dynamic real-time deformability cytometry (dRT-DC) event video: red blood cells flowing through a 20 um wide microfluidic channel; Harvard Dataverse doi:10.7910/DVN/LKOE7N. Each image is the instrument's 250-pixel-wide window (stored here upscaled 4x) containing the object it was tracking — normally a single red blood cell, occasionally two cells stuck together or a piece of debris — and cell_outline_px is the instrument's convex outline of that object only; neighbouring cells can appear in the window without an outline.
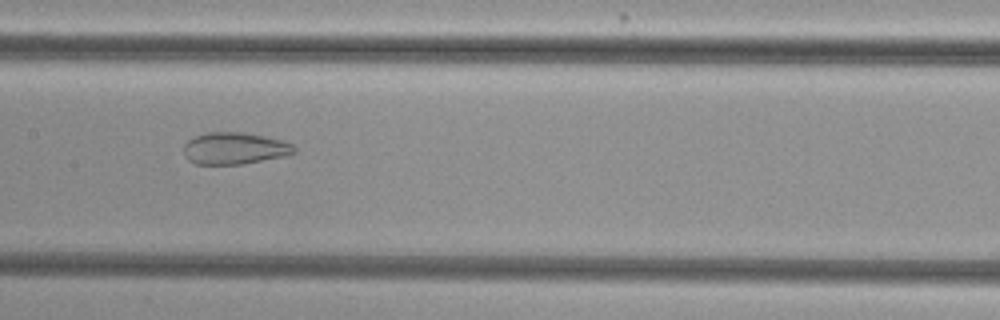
{"species": "common noctule bat (a hibernating species)", "species_latin": "Nyctalus noctula", "temperature_condition": "cold", "stored_images_in_passage": 53, "camera_frame_rate_fps": 3000, "um_per_image_px": 0.085, "animal": {"sex": "female", "body_mass_g": 29.2, "forearm_length_mm": 56.3}, "frame": {"image": 1, "passage_image": 26, "time_ms": 8.333, "image_size_px": [1000, 320], "cell_outline_px": [[296, 152], [284, 156], [240, 164], [196, 164], [188, 160], [184, 156], [184, 144], [192, 136], [208, 132], [244, 132], [264, 136], [280, 140], [292, 144], [296, 148]], "centroid_in_image_um": [19.9, 12.6], "position_along_channel_um": 187.5, "area_um2": 20.52}}
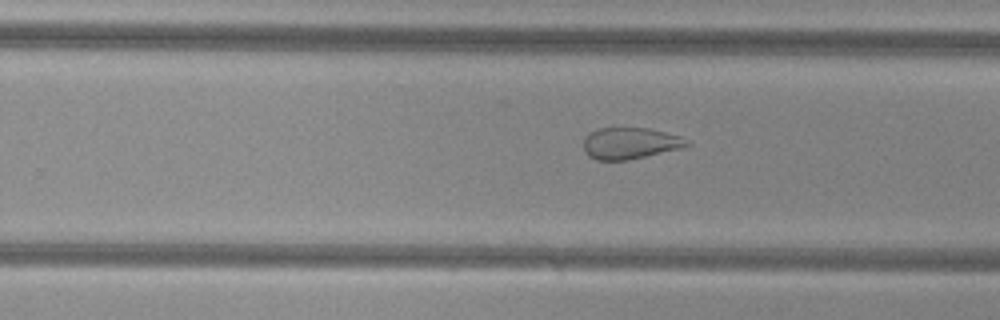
{"frame": {"image": 2, "passage_image": 33, "time_ms": 10.667, "image_size_px": [1000, 320], "cell_outline_px": [[692, 144], [684, 148], [628, 160], [596, 160], [588, 156], [584, 152], [584, 136], [588, 132], [600, 128], [648, 128], [680, 136]], "centroid_in_image_um": [53.54, 12.18], "position_along_channel_um": 276.3, "area_um2": 19.13}}
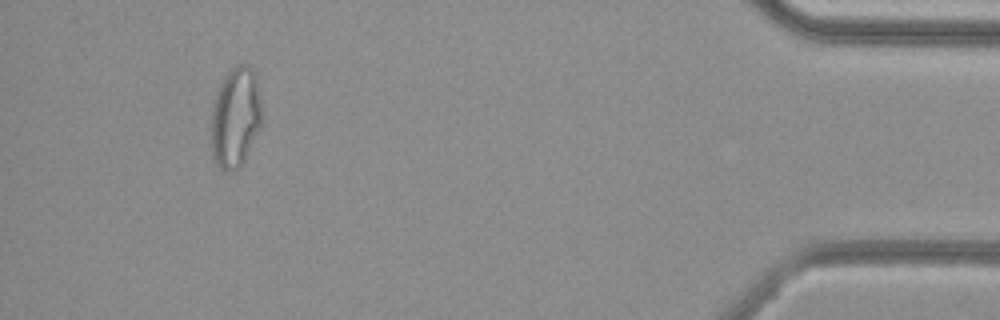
{"frame": {"image": 3, "passage_image": 49, "time_ms": 16.0, "image_size_px": [1000, 320], "cell_outline_px": [[264, 116], [244, 160], [232, 172], [224, 172], [216, 164], [212, 156], [212, 104], [216, 92], [228, 68], [236, 64], [248, 64], [256, 72], [264, 112]], "centroid_in_image_um": [20.04, 9.9], "position_along_channel_um": 415.2, "area_um2": 30.23}, "authors_computed_cell_mechanics": {"area_um2": 28.1486, "velocity_mm_per_s": 3.8187, "shape_relaxation_time_tau1_ms": null, "shape_relaxation_time_tau2_ms": 1.6691, "deformation_change_tau1": null, "deformation_change_tau2": 0.0905}}